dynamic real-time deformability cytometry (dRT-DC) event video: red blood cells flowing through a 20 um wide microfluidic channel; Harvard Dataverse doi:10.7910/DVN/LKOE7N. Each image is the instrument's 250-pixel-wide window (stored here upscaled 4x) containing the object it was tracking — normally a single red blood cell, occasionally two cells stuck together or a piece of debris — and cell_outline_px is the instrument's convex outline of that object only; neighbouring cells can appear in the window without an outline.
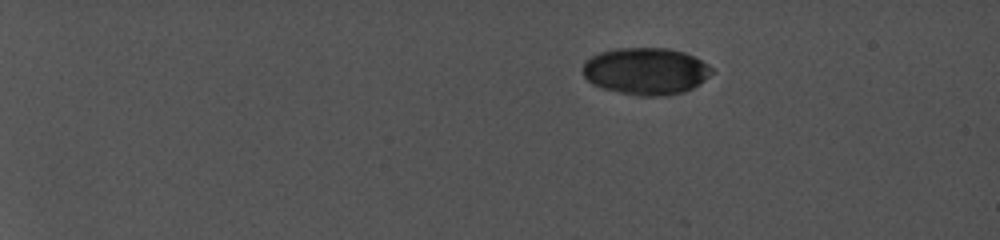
{"species": "common noctule bat (a hibernating species)", "species_latin": "Nyctalus noctula", "temperature_condition": "cold", "stored_images_in_passage": 14, "camera_frame_rate_fps": 5000, "um_per_image_px": 0.085, "animal": {"sex": "female", "body_mass_g": 19.0, "forearm_length_mm": 56.7}, "frame": {"image": 1, "passage_image": 1, "time_ms": 0.0, "image_size_px": [1000, 240], "cell_outline_px": [[712, 72], [704, 80], [692, 88], [684, 92], [672, 96], [632, 96], [604, 88], [588, 80], [584, 76], [584, 64], [592, 56], [604, 52], [636, 48], [660, 48], [680, 52], [692, 56], [700, 60], [712, 68]], "centroid_in_image_um": [54.93, 6.09], "position_along_channel_um": 30.1, "area_um2": 34.51}}